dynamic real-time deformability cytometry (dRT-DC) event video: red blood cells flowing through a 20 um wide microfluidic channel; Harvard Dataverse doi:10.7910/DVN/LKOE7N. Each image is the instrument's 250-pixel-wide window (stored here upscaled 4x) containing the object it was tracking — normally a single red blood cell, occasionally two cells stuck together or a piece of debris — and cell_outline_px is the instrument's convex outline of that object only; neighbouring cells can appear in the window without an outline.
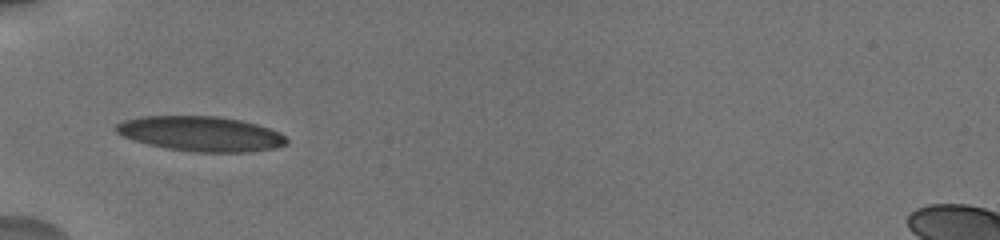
{"species": "human", "species_latin": "Homo sapiens", "temperature_condition": "cold", "stored_images_in_passage": 44, "camera_frame_rate_fps": 3000, "um_per_image_px": 0.085, "donor": {"sex": "male"}, "frame": {"image": 1, "passage_image": 1, "time_ms": 0.0, "image_size_px": [1000, 240], "cell_outline_px": [[288, 144], [276, 148], [248, 152], [192, 152], [168, 148], [148, 144], [124, 136], [116, 132], [112, 128], [116, 124], [124, 120], [144, 116], [220, 116], [240, 120], [256, 124], [280, 132], [288, 140]], "centroid_in_image_um": [17.09, 11.37], "position_along_channel_um": 67.9, "area_um2": 34.74}}
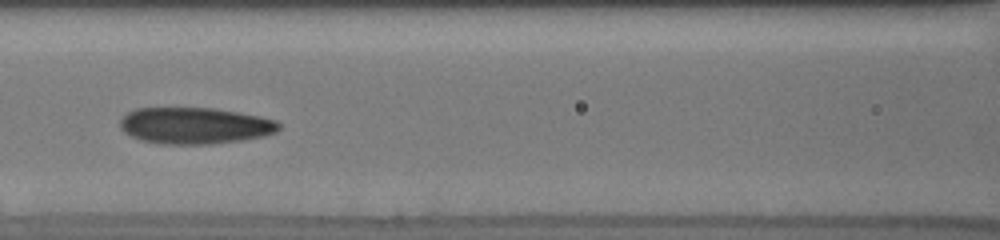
{"frame": {"image": 2, "passage_image": 11, "time_ms": 2.333, "image_size_px": [1000, 240], "cell_outline_px": [[280, 128], [276, 132], [264, 136], [240, 140], [208, 144], [160, 144], [140, 140], [124, 132], [120, 128], [120, 120], [128, 112], [136, 108], [216, 108], [260, 116], [276, 120], [280, 124]], "centroid_in_image_um": [16.56, 10.68], "position_along_channel_um": 150.0, "area_um2": 33.81}}
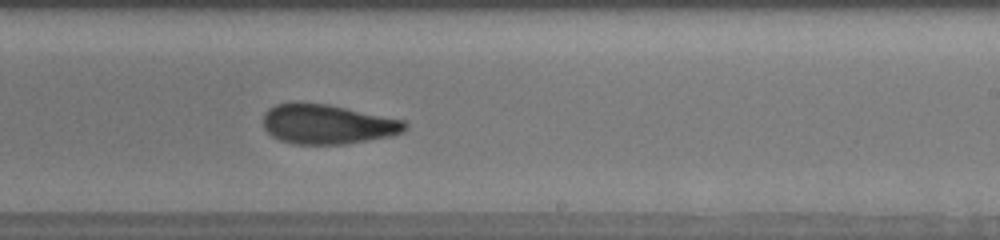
{"frame": {"image": 3, "passage_image": 22, "time_ms": 5.333, "image_size_px": [1000, 240], "cell_outline_px": [[408, 128], [404, 132], [392, 136], [344, 144], [292, 144], [280, 140], [272, 136], [264, 128], [264, 112], [268, 108], [276, 104], [296, 100], [328, 104], [404, 120], [408, 124]], "centroid_in_image_um": [27.82, 10.54], "position_along_channel_um": 261.2, "area_um2": 33.29}, "authors_computed_cell_mechanics": {"area_um2": 33.0038, "velocity_mm_per_s": 3.7239, "shape_relaxation_time_tau1_ms": 6.8888, "shape_relaxation_time_tau2_ms": 1.8464, "deformation_change_tau1": 0.1754, "deformation_change_tau2": 0.0885}}